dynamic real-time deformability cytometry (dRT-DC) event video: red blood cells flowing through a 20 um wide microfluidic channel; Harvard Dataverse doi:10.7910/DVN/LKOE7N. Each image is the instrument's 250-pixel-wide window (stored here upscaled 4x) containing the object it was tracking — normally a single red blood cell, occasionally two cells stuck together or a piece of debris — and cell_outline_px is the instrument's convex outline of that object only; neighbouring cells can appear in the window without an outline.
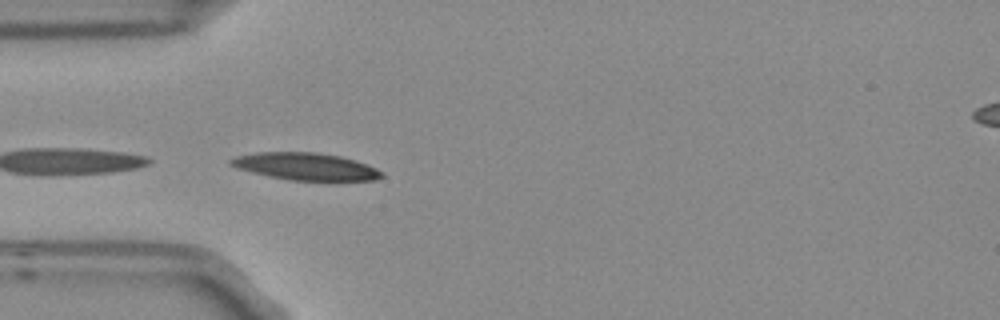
{"species": "Egyptian fruit bat (a non-hibernating species)", "species_latin": "Rousettus aegyptiacus", "temperature_condition": "room temperature", "stored_images_in_passage": 4, "camera_frame_rate_fps": 3000, "um_per_image_px": 0.085, "frame": {"image": 1, "passage_image": 4, "time_ms": 1.0, "image_size_px": [1000, 320], "cell_outline_px": [[384, 176], [376, 180], [336, 184], [288, 180], [268, 176], [236, 168], [228, 164], [228, 160], [236, 156], [256, 152], [316, 152], [340, 156], [356, 160], [368, 164], [384, 172]], "centroid_in_image_um": [26.1, 14.21], "position_along_channel_um": 58.9, "area_um2": 25.37}}